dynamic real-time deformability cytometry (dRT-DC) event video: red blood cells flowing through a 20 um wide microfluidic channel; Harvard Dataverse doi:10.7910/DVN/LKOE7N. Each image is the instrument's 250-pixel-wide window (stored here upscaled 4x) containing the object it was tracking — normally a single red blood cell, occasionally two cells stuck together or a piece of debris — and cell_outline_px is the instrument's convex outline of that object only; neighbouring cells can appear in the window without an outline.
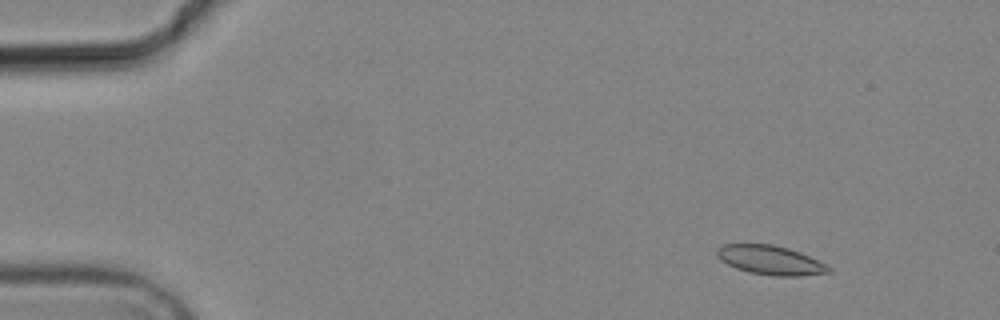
{"species": "common noctule bat (a hibernating species)", "species_latin": "Nyctalus noctula", "temperature_condition": "cold", "stored_images_in_passage": 4, "camera_frame_rate_fps": 3000, "um_per_image_px": 0.085, "animal": {"sex": "male", "body_mass_g": 19.2, "forearm_length_mm": 51.8}, "frame": {"image": 1, "passage_image": 2, "time_ms": 1.333, "image_size_px": [1000, 320], "cell_outline_px": [[832, 272], [800, 276], [772, 276], [748, 272], [736, 268], [720, 260], [716, 256], [716, 248], [724, 244], [772, 244], [788, 248], [800, 252], [832, 268]], "centroid_in_image_um": [65.45, 22.11], "position_along_channel_um": 19.5, "area_um2": 19.02}}